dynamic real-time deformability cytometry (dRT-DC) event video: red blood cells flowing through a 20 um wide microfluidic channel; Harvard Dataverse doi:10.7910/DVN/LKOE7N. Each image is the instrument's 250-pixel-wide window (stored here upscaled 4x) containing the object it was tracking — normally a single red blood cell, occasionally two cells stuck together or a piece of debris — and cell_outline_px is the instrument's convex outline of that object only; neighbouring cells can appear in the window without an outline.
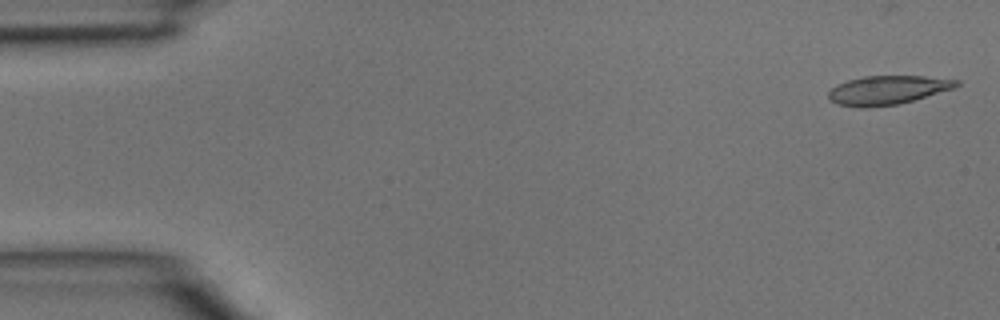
{"species": "common noctule bat (a hibernating species)", "species_latin": "Nyctalus noctula", "temperature_condition": "room temperature", "stored_images_in_passage": 43, "camera_frame_rate_fps": 3000, "um_per_image_px": 0.085, "animal": {"sex": "male", "body_mass_g": 15.6}, "frame": {"image": 1, "passage_image": 1, "time_ms": 0.0, "image_size_px": [1000, 320], "cell_outline_px": [[960, 84], [956, 88], [900, 104], [864, 108], [860, 108], [836, 104], [828, 96], [828, 92], [836, 84], [848, 80], [864, 76], [924, 76], [960, 80]], "centroid_in_image_um": [75.46, 7.66], "position_along_channel_um": 9.5, "area_um2": 21.73}}
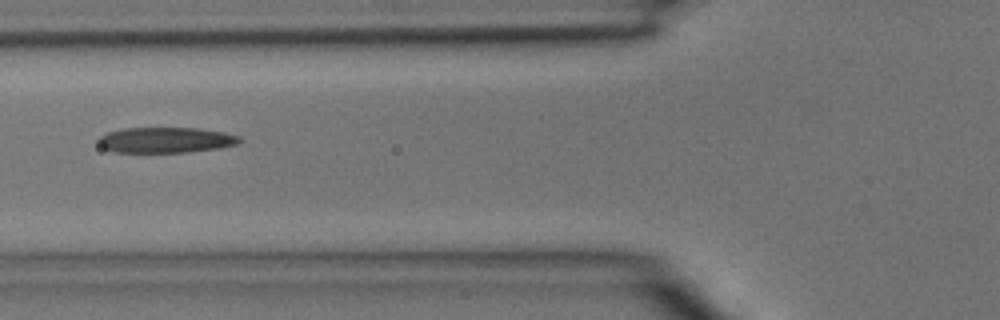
{"frame": {"image": 2, "passage_image": 16, "time_ms": 5.0, "image_size_px": [1000, 320], "cell_outline_px": [[244, 140], [236, 144], [220, 148], [188, 152], [112, 152], [104, 148], [96, 140], [100, 136], [108, 132], [124, 128], [200, 128], [224, 132], [240, 136]], "centroid_in_image_um": [14.12, 11.9], "position_along_channel_um": 111.7, "area_um2": 21.15}}
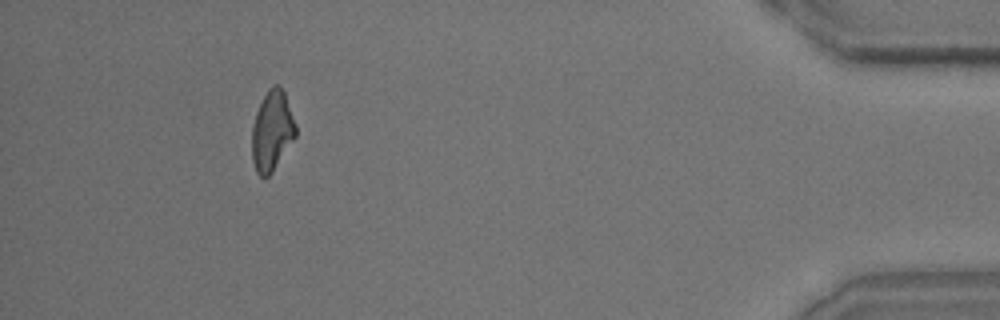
{"frame": {"image": 3, "passage_image": 40, "time_ms": 13.0, "image_size_px": [1000, 320], "cell_outline_px": [[296, 136], [272, 172], [268, 176], [260, 176], [256, 172], [252, 160], [252, 124], [256, 112], [268, 88], [272, 84], [280, 84], [284, 92], [296, 124]], "centroid_in_image_um": [23.12, 11.1], "position_along_channel_um": 412.1, "area_um2": 20.4}}